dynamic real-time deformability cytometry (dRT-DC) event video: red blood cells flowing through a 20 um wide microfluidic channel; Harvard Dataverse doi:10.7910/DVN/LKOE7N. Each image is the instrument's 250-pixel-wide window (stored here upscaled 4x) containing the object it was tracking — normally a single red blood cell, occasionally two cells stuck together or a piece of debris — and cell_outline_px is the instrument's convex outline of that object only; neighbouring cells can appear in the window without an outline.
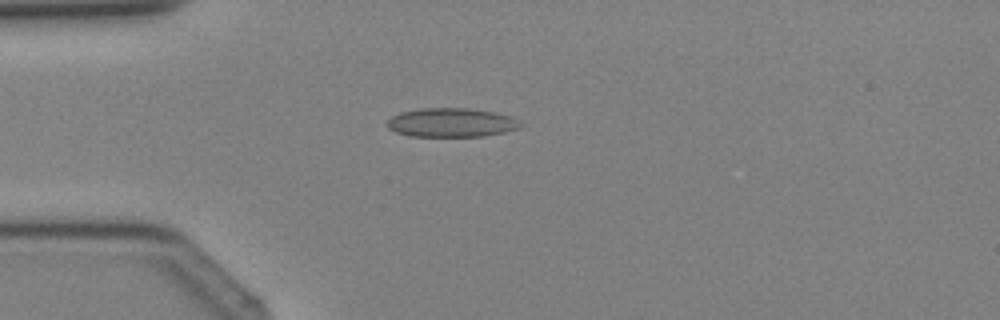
{"species": "Egyptian fruit bat (a non-hibernating species)", "species_latin": "Rousettus aegyptiacus", "temperature_condition": "cold", "stored_images_in_passage": 3, "camera_frame_rate_fps": 3000, "um_per_image_px": 0.085, "animal": {"sex": "female"}, "frame": {"image": 1, "passage_image": 3, "time_ms": 2.667, "image_size_px": [1000, 320], "cell_outline_px": [[524, 124], [520, 128], [504, 132], [484, 136], [412, 136], [396, 132], [388, 128], [384, 124], [392, 116], [400, 112], [420, 108], [472, 108], [512, 116]], "centroid_in_image_um": [38.37, 10.41], "position_along_channel_um": 46.6, "area_um2": 22.66}}